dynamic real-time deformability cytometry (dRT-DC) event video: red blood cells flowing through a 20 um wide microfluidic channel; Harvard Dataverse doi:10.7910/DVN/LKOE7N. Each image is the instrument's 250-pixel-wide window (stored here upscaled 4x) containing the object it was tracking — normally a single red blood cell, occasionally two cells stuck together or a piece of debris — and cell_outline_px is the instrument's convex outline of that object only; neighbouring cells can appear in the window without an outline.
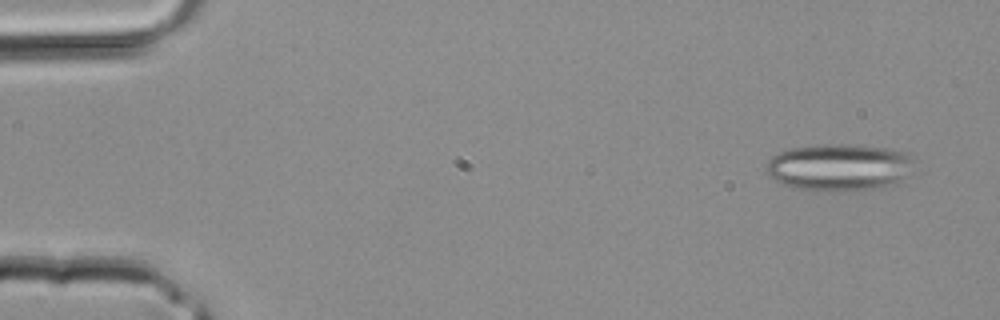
{"species": "common noctule bat (a hibernating species)", "species_latin": "Nyctalus noctula", "temperature_condition": "room temperature", "stored_images_in_passage": 3, "camera_frame_rate_fps": 3000, "um_per_image_px": 0.085, "animal": {"sex": "male", "body_mass_g": 20.4}, "frame": {"image": 1, "passage_image": 3, "time_ms": 0.667, "image_size_px": [1000, 320], "cell_outline_px": [[916, 156], [912, 176], [876, 188], [792, 188], [776, 180], [768, 172], [768, 160], [772, 156], [780, 152], [792, 148], [820, 144], [848, 144], [884, 148], [908, 152]], "centroid_in_image_um": [71.44, 14.15], "position_along_channel_um": 13.6, "area_um2": 39.65}}